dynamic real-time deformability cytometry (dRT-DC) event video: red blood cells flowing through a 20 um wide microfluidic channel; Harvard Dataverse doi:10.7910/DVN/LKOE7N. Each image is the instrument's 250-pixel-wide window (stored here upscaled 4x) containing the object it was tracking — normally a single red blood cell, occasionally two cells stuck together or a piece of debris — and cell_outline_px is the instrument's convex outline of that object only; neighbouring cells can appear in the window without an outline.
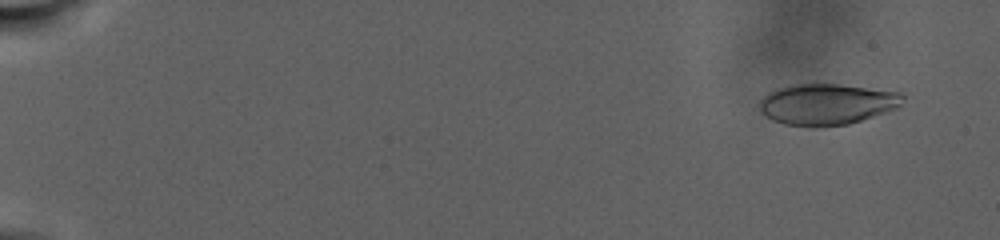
{"species": "human", "species_latin": "Homo sapiens", "temperature_condition": "warm", "stored_images_in_passage": 70, "camera_frame_rate_fps": 3000, "um_per_image_px": 0.085, "donor": {"sex": "male"}, "frame": {"image": 1, "passage_image": 6, "time_ms": 2.0, "image_size_px": [1000, 240], "cell_outline_px": [[904, 96], [900, 108], [848, 124], [816, 128], [812, 128], [784, 124], [772, 120], [760, 108], [760, 100], [768, 92], [788, 84], [840, 84], [900, 92]], "centroid_in_image_um": [70.31, 8.86], "position_along_channel_um": 14.7, "area_um2": 34.62}}
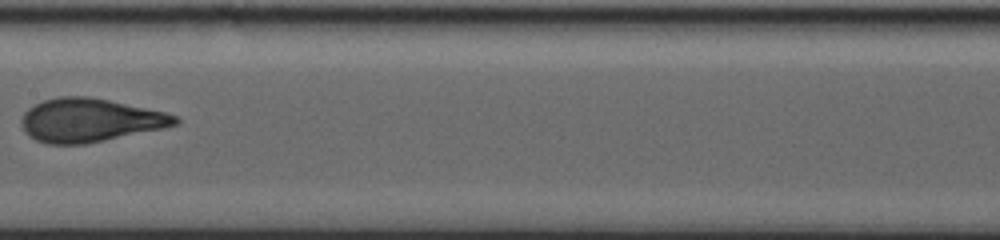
{"frame": {"image": 2, "passage_image": 43, "time_ms": 18.667, "image_size_px": [1000, 240], "cell_outline_px": [[180, 124], [164, 128], [88, 144], [44, 144], [28, 136], [24, 132], [20, 124], [20, 120], [24, 112], [28, 108], [44, 100], [60, 96], [88, 96], [108, 100], [164, 112], [176, 116], [180, 120]], "centroid_in_image_um": [7.6, 10.23], "position_along_channel_um": 199.8, "area_um2": 39.13}}
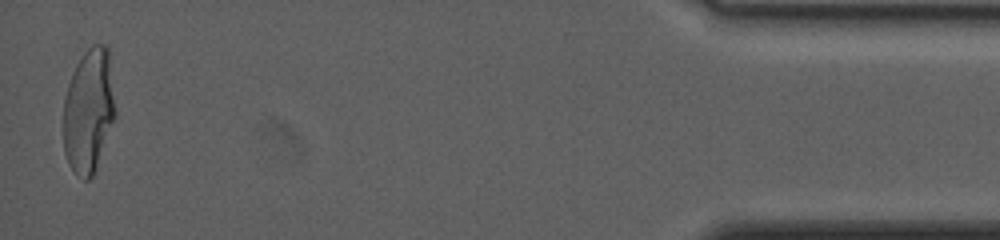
{"frame": {"image": 3, "passage_image": 70, "time_ms": 32.333, "image_size_px": [1000, 240], "cell_outline_px": [[116, 116], [92, 176], [88, 180], [84, 180], [76, 176], [68, 164], [64, 152], [64, 96], [72, 72], [76, 64], [84, 52], [92, 44], [104, 44], [108, 48], [116, 112]], "centroid_in_image_um": [7.53, 9.41], "position_along_channel_um": 427.7, "area_um2": 37.63}, "authors_computed_cell_mechanics": {"area_um2": 37.0498, "velocity_mm_per_s": 2.1993, "shape_relaxation_time_tau1_ms": null, "shape_relaxation_time_tau2_ms": 1.3292, "deformation_change_tau1": null, "deformation_change_tau2": 0.0776}}